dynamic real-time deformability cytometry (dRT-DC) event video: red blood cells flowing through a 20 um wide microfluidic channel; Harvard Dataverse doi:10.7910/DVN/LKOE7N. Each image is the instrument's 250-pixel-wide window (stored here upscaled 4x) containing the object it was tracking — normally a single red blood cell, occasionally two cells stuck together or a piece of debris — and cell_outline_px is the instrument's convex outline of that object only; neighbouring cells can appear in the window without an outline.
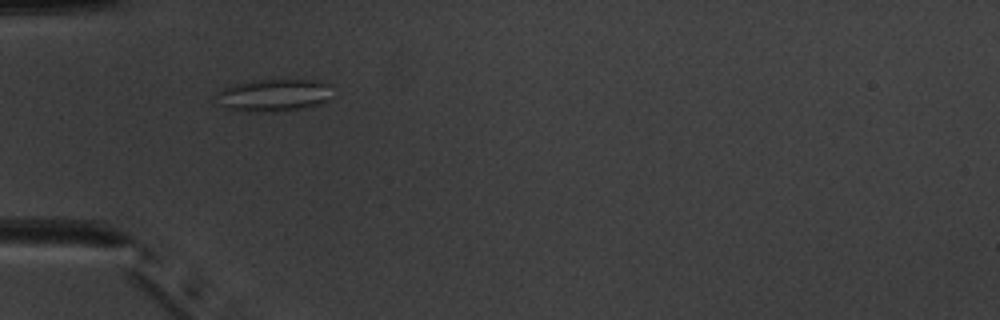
{"species": "common noctule bat (a hibernating species)", "species_latin": "Nyctalus noctula", "temperature_condition": "warm", "stored_images_in_passage": 9, "camera_frame_rate_fps": 3000, "um_per_image_px": 0.085, "animal": {"sex": "male", "body_mass_g": 20.1, "forearm_length_mm": 53.5}, "frame": {"image": 1, "passage_image": 1, "time_ms": 0.0, "image_size_px": [1000, 320], "cell_outline_px": [[328, 100], [320, 104], [304, 108], [276, 112], [248, 112], [228, 108], [220, 104], [220, 92], [224, 88], [236, 84], [252, 80], [316, 80], [324, 84]], "centroid_in_image_um": [23.24, 8.11], "position_along_channel_um": 61.8, "area_um2": 21.15}}
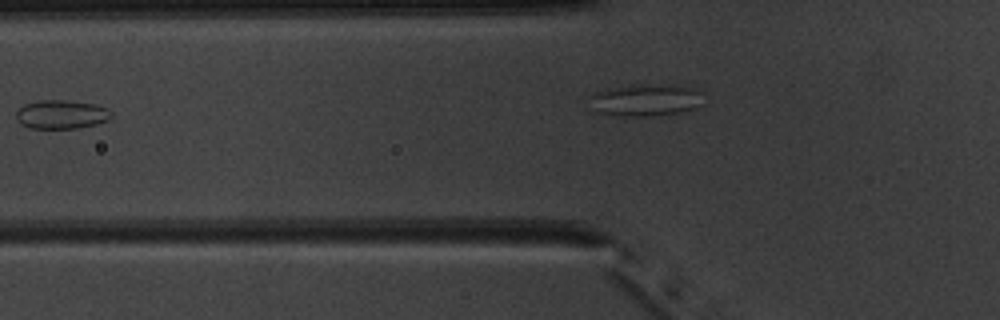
{"frame": {"image": 2, "passage_image": 2, "time_ms": 0.333, "image_size_px": [1000, 320], "cell_outline_px": [[112, 116], [108, 120], [96, 124], [76, 128], [28, 128], [20, 124], [16, 120], [16, 112], [24, 104], [36, 100], [64, 100], [96, 104], [108, 108], [112, 112]], "centroid_in_image_um": [5.21, 9.72], "position_along_channel_um": 120.6, "area_um2": 16.13}}